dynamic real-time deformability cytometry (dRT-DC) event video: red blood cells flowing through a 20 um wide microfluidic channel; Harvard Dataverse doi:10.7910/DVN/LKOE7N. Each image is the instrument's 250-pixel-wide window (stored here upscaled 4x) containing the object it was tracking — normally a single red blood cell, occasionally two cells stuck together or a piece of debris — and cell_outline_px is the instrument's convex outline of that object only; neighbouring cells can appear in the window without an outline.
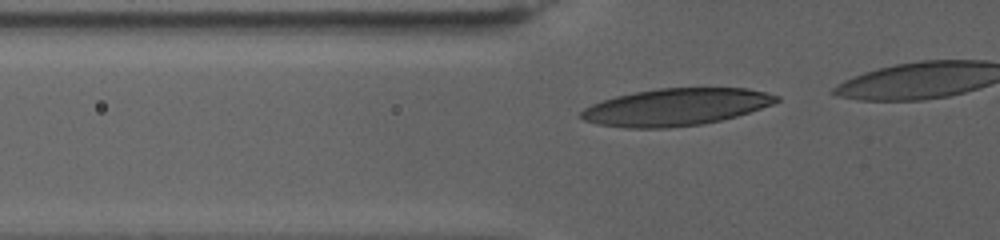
{"species": "human", "species_latin": "Homo sapiens", "temperature_condition": "warm", "stored_images_in_passage": 16, "camera_frame_rate_fps": 3000, "um_per_image_px": 0.085, "donor": {"sex": "female"}, "frame": {"image": 1, "passage_image": 2, "time_ms": 0.333, "image_size_px": [1000, 240], "cell_outline_px": [[780, 100], [772, 104], [736, 116], [704, 124], [668, 128], [628, 128], [600, 124], [584, 120], [580, 116], [580, 112], [584, 108], [592, 104], [616, 96], [632, 92], [656, 88], [748, 88], [780, 96]], "centroid_in_image_um": [57.44, 9.09], "position_along_channel_um": 68.4, "area_um2": 42.14}}
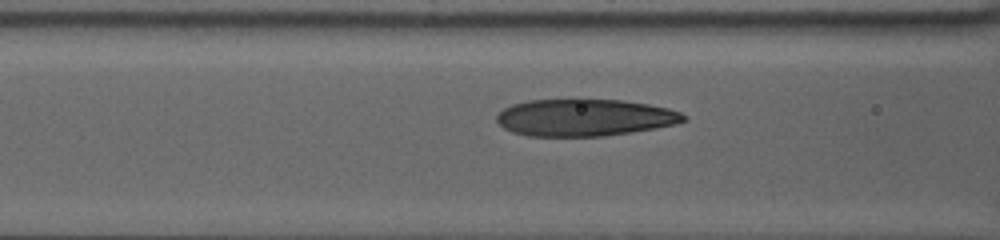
{"frame": {"image": 2, "passage_image": 8, "time_ms": 2.333, "image_size_px": [1000, 240], "cell_outline_px": [[688, 120], [676, 124], [656, 128], [604, 136], [528, 136], [512, 132], [504, 128], [496, 120], [496, 116], [504, 108], [512, 104], [528, 100], [580, 96], [624, 100], [648, 104], [668, 108], [680, 112], [688, 116]], "centroid_in_image_um": [49.69, 9.94], "position_along_channel_um": 116.9, "area_um2": 41.73}}
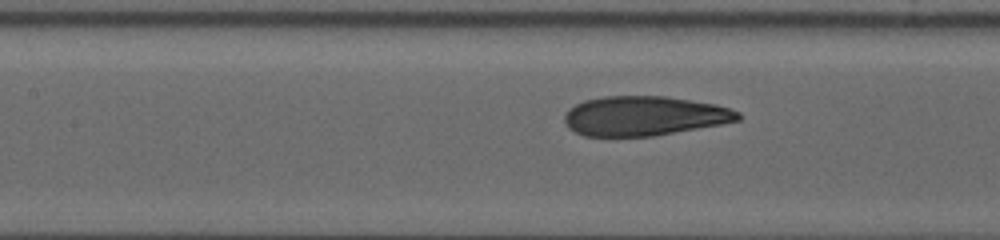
{"frame": {"image": 3, "passage_image": 12, "time_ms": 3.667, "image_size_px": [1000, 240], "cell_outline_px": [[740, 120], [720, 124], [652, 136], [584, 136], [568, 128], [564, 120], [564, 116], [568, 108], [584, 100], [604, 96], [664, 96], [716, 104], [740, 112]], "centroid_in_image_um": [54.72, 9.85], "position_along_channel_um": 152.7, "area_um2": 39.82}}